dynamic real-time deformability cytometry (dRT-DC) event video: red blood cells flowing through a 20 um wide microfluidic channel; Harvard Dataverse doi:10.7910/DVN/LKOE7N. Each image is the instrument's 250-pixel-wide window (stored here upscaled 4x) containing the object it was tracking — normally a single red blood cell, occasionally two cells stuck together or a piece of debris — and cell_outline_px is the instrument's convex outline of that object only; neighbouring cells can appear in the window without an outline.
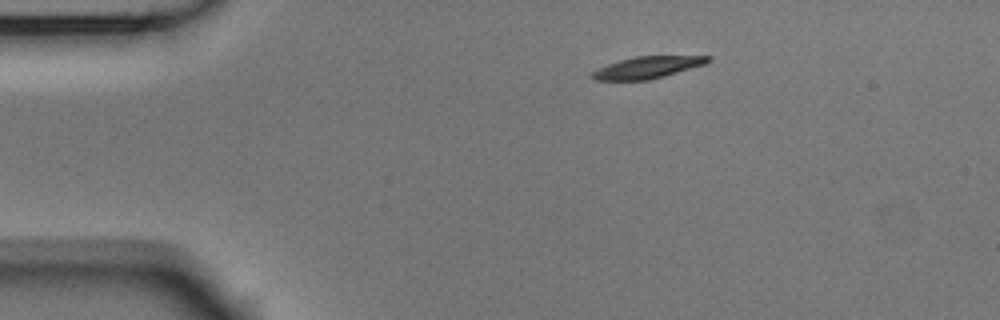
{"species": "Egyptian fruit bat (a non-hibernating species)", "species_latin": "Rousettus aegyptiacus", "temperature_condition": "room temperature", "stored_images_in_passage": 46, "camera_frame_rate_fps": 3000, "um_per_image_px": 0.085, "animal": {"sex": "male"}, "frame": {"image": 1, "passage_image": 1, "time_ms": 0.0, "image_size_px": [1000, 320], "cell_outline_px": [[712, 60], [704, 64], [664, 76], [648, 80], [592, 80], [592, 72], [608, 64], [620, 60], [636, 56], [712, 56]], "centroid_in_image_um": [55.04, 5.73], "position_along_channel_um": 30.0, "area_um2": 14.51}}
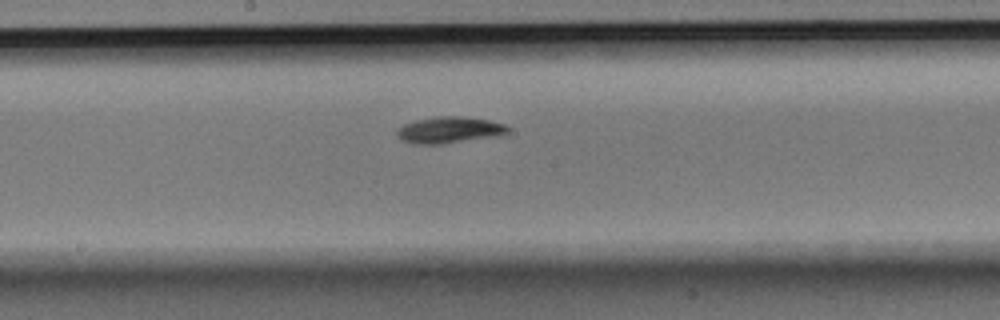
{"frame": {"image": 2, "passage_image": 20, "time_ms": 6.333, "image_size_px": [1000, 320], "cell_outline_px": [[508, 132], [496, 136], [440, 144], [412, 144], [400, 140], [396, 132], [404, 124], [416, 120], [436, 116], [460, 116], [488, 120], [504, 124], [508, 128]], "centroid_in_image_um": [38.15, 11.05], "position_along_channel_um": 210.1, "area_um2": 16.88}}
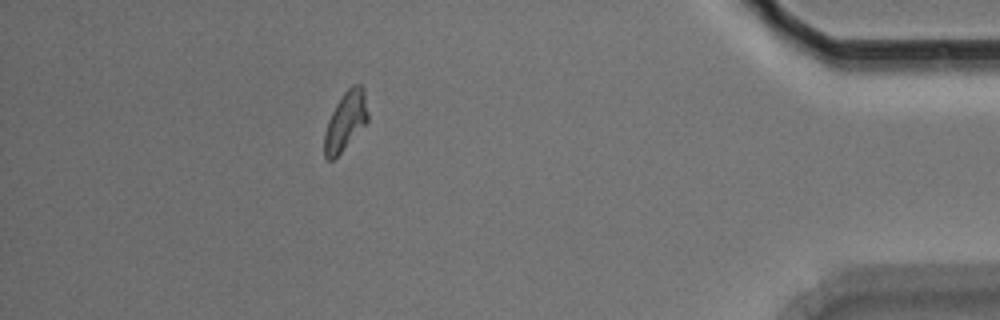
{"frame": {"image": 3, "passage_image": 40, "time_ms": 13.0, "image_size_px": [1000, 320], "cell_outline_px": [[368, 120], [340, 152], [332, 160], [328, 160], [324, 156], [324, 132], [328, 120], [336, 104], [344, 92], [352, 84], [360, 84], [364, 88], [368, 112]], "centroid_in_image_um": [29.36, 10.25], "position_along_channel_um": 405.8, "area_um2": 14.62}, "authors_computed_cell_mechanics": {"area_um2": 15.6638, "velocity_mm_per_s": 3.6621, "shape_relaxation_time_tau1_ms": 2.79, "shape_relaxation_time_tau2_ms": null, "deformation_change_tau1": 0.1408, "deformation_change_tau2": null}}